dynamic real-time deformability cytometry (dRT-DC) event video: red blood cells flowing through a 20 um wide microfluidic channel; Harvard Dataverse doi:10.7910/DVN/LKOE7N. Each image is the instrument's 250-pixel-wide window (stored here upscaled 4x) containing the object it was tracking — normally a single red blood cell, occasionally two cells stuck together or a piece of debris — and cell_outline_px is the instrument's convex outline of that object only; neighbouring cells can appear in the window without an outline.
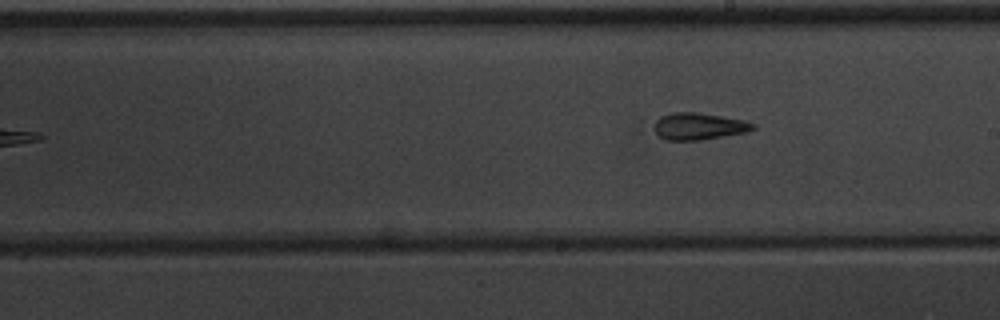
{"species": "common noctule bat (a hibernating species)", "species_latin": "Nyctalus noctula", "temperature_condition": "warm", "stored_images_in_passage": 9, "camera_frame_rate_fps": 3000, "um_per_image_px": 0.085, "animal": {"sex": "male", "body_mass_g": 20.1, "forearm_length_mm": 53.5}, "frame": {"image": 1, "passage_image": 9, "time_ms": 9.667, "image_size_px": [1000, 320], "cell_outline_px": [[756, 128], [748, 132], [700, 140], [664, 140], [656, 132], [656, 120], [660, 116], [672, 112], [700, 112], [744, 120], [756, 124]], "centroid_in_image_um": [59.44, 10.72], "position_along_channel_um": 229.6, "area_um2": 15.55}}